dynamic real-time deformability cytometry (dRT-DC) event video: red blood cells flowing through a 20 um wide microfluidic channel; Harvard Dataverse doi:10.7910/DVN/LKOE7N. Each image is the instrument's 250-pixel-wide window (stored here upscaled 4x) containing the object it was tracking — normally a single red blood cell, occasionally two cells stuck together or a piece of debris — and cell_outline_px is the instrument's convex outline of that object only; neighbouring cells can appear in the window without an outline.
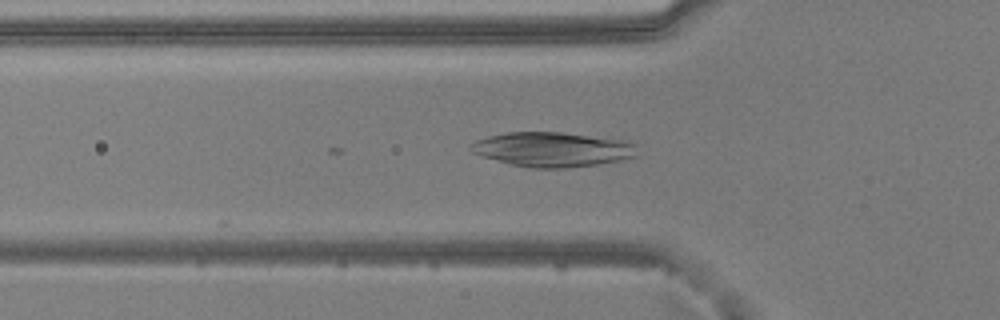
{"species": "common noctule bat (a hibernating species)", "species_latin": "Nyctalus noctula", "temperature_condition": "warm", "stored_images_in_passage": 28, "camera_frame_rate_fps": 3000, "um_per_image_px": 0.085, "animal": {"sex": "male", "body_mass_g": 20.5, "forearm_length_mm": 52.5}, "frame": {"image": 1, "passage_image": 6, "time_ms": 1.667, "image_size_px": [1000, 320], "cell_outline_px": [[636, 156], [620, 160], [600, 164], [568, 168], [532, 168], [512, 164], [484, 156], [472, 152], [468, 148], [468, 144], [476, 140], [488, 136], [508, 132], [560, 132], [620, 140], [636, 144]], "centroid_in_image_um": [46.93, 12.7], "position_along_channel_um": 78.9, "area_um2": 33.29}}
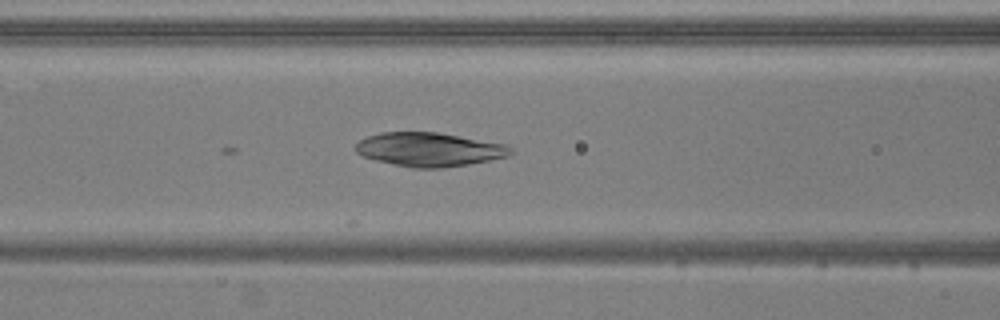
{"frame": {"image": 2, "passage_image": 10, "time_ms": 3.0, "image_size_px": [1000, 320], "cell_outline_px": [[512, 152], [508, 156], [468, 164], [444, 168], [412, 168], [376, 160], [364, 156], [356, 152], [356, 144], [360, 140], [368, 136], [380, 132], [436, 132], [508, 144], [512, 148]], "centroid_in_image_um": [36.5, 12.7], "position_along_channel_um": 130.1, "area_um2": 30.46}}